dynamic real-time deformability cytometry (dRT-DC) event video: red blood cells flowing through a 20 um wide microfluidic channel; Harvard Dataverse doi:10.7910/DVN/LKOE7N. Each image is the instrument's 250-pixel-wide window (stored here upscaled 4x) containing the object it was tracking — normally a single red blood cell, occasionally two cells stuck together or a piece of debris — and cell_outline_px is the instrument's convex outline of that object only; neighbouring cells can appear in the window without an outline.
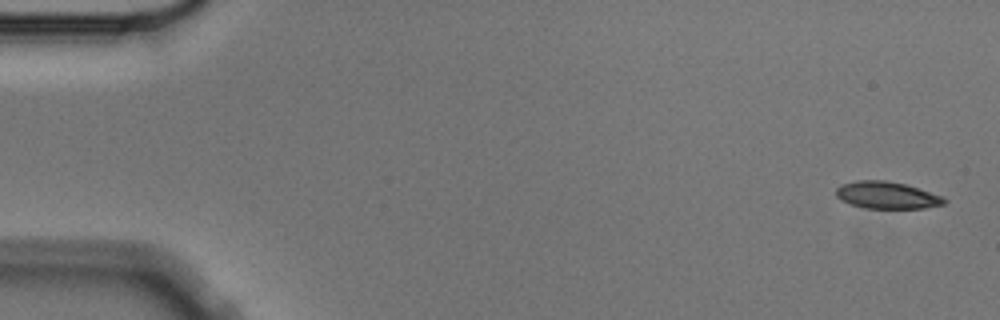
{"species": "Egyptian fruit bat (a non-hibernating species)", "species_latin": "Rousettus aegyptiacus", "temperature_condition": "cold", "stored_images_in_passage": 5, "camera_frame_rate_fps": 3000, "um_per_image_px": 0.085, "animal": {"sex": "male"}, "frame": {"image": 1, "passage_image": 1, "time_ms": 0.0, "image_size_px": [1000, 320], "cell_outline_px": [[948, 200], [944, 204], [924, 208], [864, 208], [840, 200], [836, 196], [836, 188], [844, 184], [856, 180], [884, 180], [904, 184], [944, 196]], "centroid_in_image_um": [75.4, 16.59], "position_along_channel_um": 9.6, "area_um2": 16.99}}
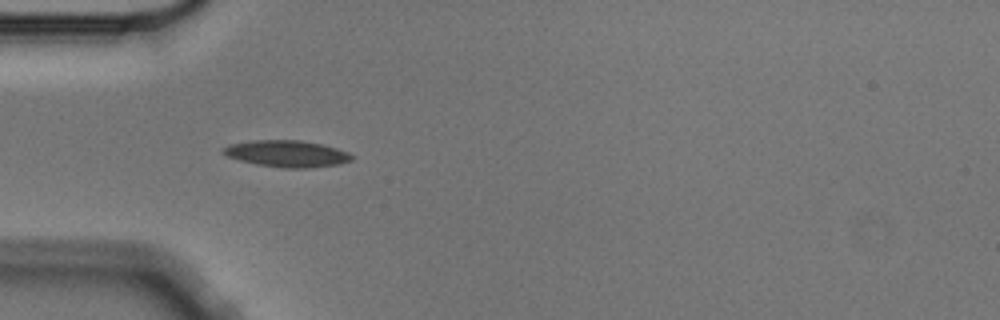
{"frame": {"image": 2, "passage_image": 5, "time_ms": 1.333, "image_size_px": [1000, 320], "cell_outline_px": [[352, 160], [340, 164], [304, 168], [284, 168], [256, 164], [240, 160], [228, 156], [220, 148], [228, 144], [252, 140], [300, 140], [320, 144], [336, 148], [348, 152], [352, 156]], "centroid_in_image_um": [24.36, 13.06], "position_along_channel_um": 60.6, "area_um2": 19.83}}